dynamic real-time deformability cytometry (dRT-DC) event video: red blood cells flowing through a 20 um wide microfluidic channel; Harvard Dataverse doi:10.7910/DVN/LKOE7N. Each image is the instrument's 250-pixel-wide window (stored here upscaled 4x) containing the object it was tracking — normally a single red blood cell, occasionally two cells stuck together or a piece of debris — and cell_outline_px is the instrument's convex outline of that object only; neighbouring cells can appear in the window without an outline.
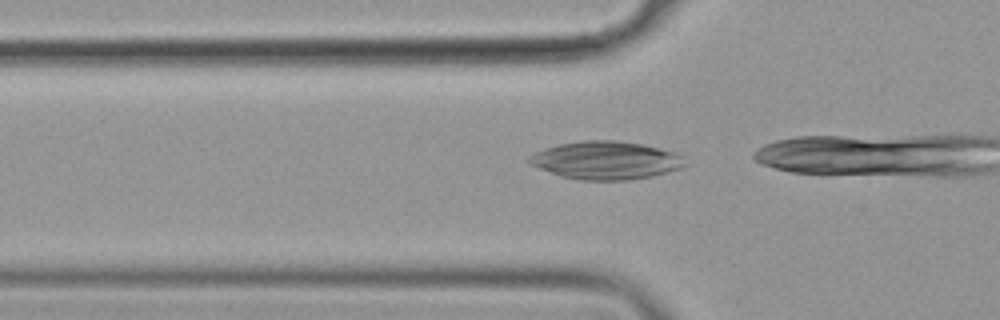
{"species": "common noctule bat (a hibernating species)", "species_latin": "Nyctalus noctula", "temperature_condition": "cold", "stored_images_in_passage": 28, "camera_frame_rate_fps": 3000, "um_per_image_px": 0.085, "animal": {"sex": "female", "body_mass_g": 19.9}, "frame": {"image": 1, "passage_image": 9, "time_ms": 2.667, "image_size_px": [1000, 320], "cell_outline_px": [[688, 164], [680, 168], [668, 172], [652, 176], [628, 180], [580, 180], [560, 176], [528, 164], [528, 156], [544, 148], [560, 144], [584, 140], [616, 140], [640, 144], [660, 148], [676, 152], [684, 156]], "centroid_in_image_um": [51.52, 13.63], "position_along_channel_um": 74.3, "area_um2": 34.74}}
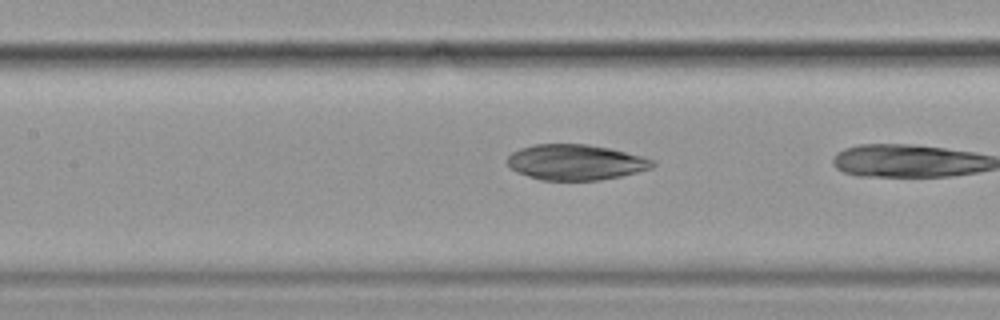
{"frame": {"image": 2, "passage_image": 16, "time_ms": 5.0, "image_size_px": [1000, 320], "cell_outline_px": [[656, 164], [652, 168], [620, 176], [600, 180], [540, 180], [516, 172], [508, 164], [508, 156], [512, 152], [520, 148], [536, 144], [588, 144], [608, 148], [656, 160]], "centroid_in_image_um": [48.92, 13.79], "position_along_channel_um": 158.5, "area_um2": 29.94}}
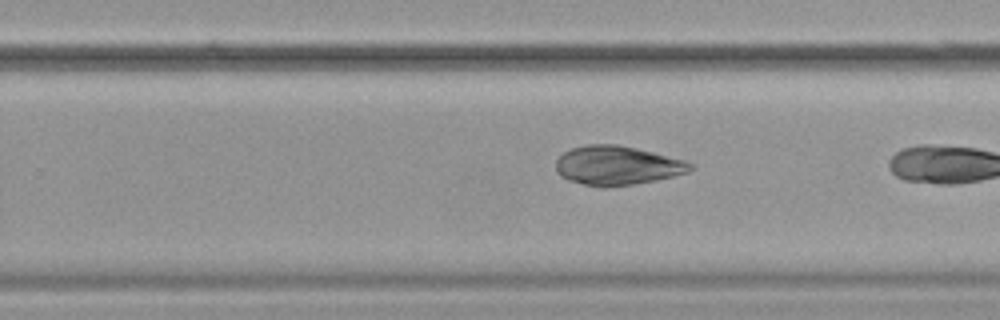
{"frame": {"image": 3, "passage_image": 26, "time_ms": 8.333, "image_size_px": [1000, 320], "cell_outline_px": [[696, 168], [688, 172], [656, 180], [632, 184], [604, 188], [584, 184], [568, 180], [560, 176], [556, 172], [556, 160], [564, 152], [572, 148], [588, 144], [616, 144], [636, 148], [684, 160], [692, 164]], "centroid_in_image_um": [52.44, 14.07], "position_along_channel_um": 277.4, "area_um2": 30.58}}